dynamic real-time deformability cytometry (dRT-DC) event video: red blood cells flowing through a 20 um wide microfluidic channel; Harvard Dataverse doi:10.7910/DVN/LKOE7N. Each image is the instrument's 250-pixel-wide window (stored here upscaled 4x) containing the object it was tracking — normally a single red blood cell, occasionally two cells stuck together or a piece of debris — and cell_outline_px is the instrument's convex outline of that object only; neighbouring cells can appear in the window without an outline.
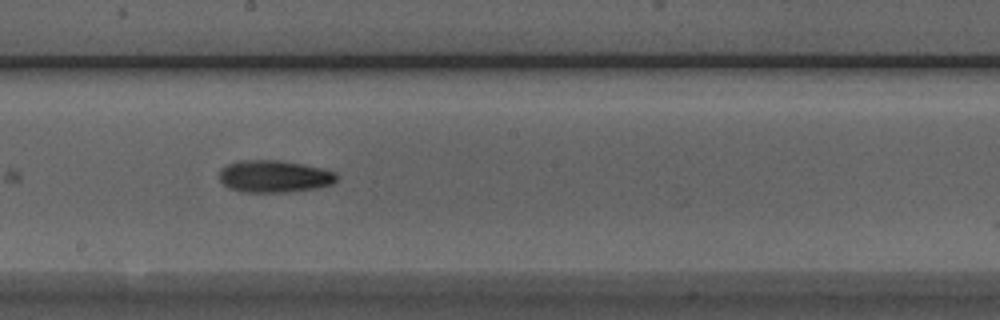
{"species": "Egyptian fruit bat (a non-hibernating species)", "species_latin": "Rousettus aegyptiacus", "temperature_condition": "room temperature", "stored_images_in_passage": 14, "segment_of_instrument_passage": [1, 2], "camera_frame_rate_fps": 3000, "um_per_image_px": 0.085, "animal": {"sex": "male"}, "frame": {"image": 1, "passage_image": 7, "time_ms": 7.667, "image_size_px": [1000, 320], "cell_outline_px": [[340, 176], [332, 184], [316, 188], [288, 192], [240, 192], [228, 188], [220, 180], [220, 168], [228, 164], [240, 160], [280, 160], [320, 168], [336, 172]], "centroid_in_image_um": [23.3, 15.0], "position_along_channel_um": 224.9, "area_um2": 22.08}}
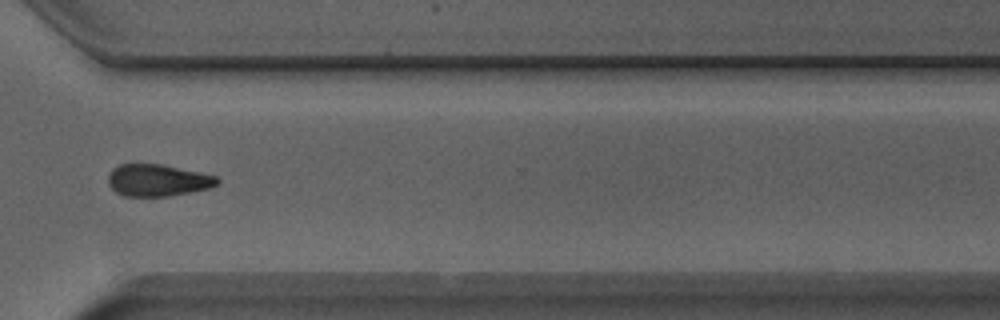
{"frame": {"image": 2, "passage_image": 10, "time_ms": 11.0, "image_size_px": [1000, 320], "cell_outline_px": [[220, 180], [216, 184], [208, 188], [168, 196], [124, 196], [116, 192], [108, 184], [108, 172], [112, 168], [120, 164], [160, 164], [200, 172], [216, 176]], "centroid_in_image_um": [13.35, 15.31], "position_along_channel_um": 357.3, "area_um2": 20.17}}
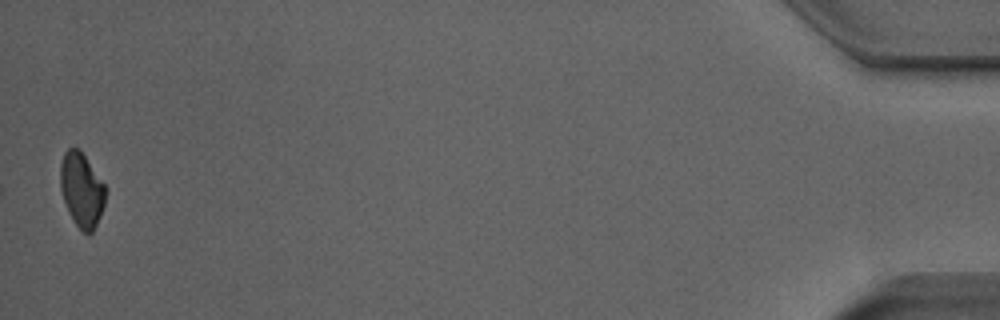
{"frame": {"image": 3, "passage_image": 13, "time_ms": 15.333, "image_size_px": [1000, 320], "cell_outline_px": [[108, 192], [100, 216], [92, 232], [88, 236], [76, 224], [68, 212], [60, 188], [60, 164], [64, 152], [68, 148], [80, 148], [108, 188]], "centroid_in_image_um": [6.96, 16.1], "position_along_channel_um": 428.2, "area_um2": 19.88}}